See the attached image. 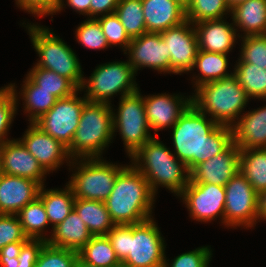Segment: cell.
I'll return each instance as SVG.
<instances>
[{
  "mask_svg": "<svg viewBox=\"0 0 266 267\" xmlns=\"http://www.w3.org/2000/svg\"><path fill=\"white\" fill-rule=\"evenodd\" d=\"M171 130L173 152L189 172L223 152L233 142L232 127L217 124L193 104L179 117Z\"/></svg>",
  "mask_w": 266,
  "mask_h": 267,
  "instance_id": "1",
  "label": "cell"
},
{
  "mask_svg": "<svg viewBox=\"0 0 266 267\" xmlns=\"http://www.w3.org/2000/svg\"><path fill=\"white\" fill-rule=\"evenodd\" d=\"M155 197L142 173L130 164L117 175L104 202L115 225H131L153 217Z\"/></svg>",
  "mask_w": 266,
  "mask_h": 267,
  "instance_id": "2",
  "label": "cell"
},
{
  "mask_svg": "<svg viewBox=\"0 0 266 267\" xmlns=\"http://www.w3.org/2000/svg\"><path fill=\"white\" fill-rule=\"evenodd\" d=\"M130 160L148 181L155 195L158 187H165L178 196L190 180L187 166L157 136L150 139Z\"/></svg>",
  "mask_w": 266,
  "mask_h": 267,
  "instance_id": "3",
  "label": "cell"
},
{
  "mask_svg": "<svg viewBox=\"0 0 266 267\" xmlns=\"http://www.w3.org/2000/svg\"><path fill=\"white\" fill-rule=\"evenodd\" d=\"M192 93V104L219 125L232 127L245 112L250 98L236 76L205 83Z\"/></svg>",
  "mask_w": 266,
  "mask_h": 267,
  "instance_id": "4",
  "label": "cell"
},
{
  "mask_svg": "<svg viewBox=\"0 0 266 267\" xmlns=\"http://www.w3.org/2000/svg\"><path fill=\"white\" fill-rule=\"evenodd\" d=\"M113 105L87 101L72 143L67 149L71 159L103 158L113 140Z\"/></svg>",
  "mask_w": 266,
  "mask_h": 267,
  "instance_id": "5",
  "label": "cell"
},
{
  "mask_svg": "<svg viewBox=\"0 0 266 267\" xmlns=\"http://www.w3.org/2000/svg\"><path fill=\"white\" fill-rule=\"evenodd\" d=\"M22 25L26 27L33 48L39 55V60L35 66L54 71L66 77L80 89L84 72L74 50L60 36H56L53 29L51 30L47 26L28 22L26 24L25 21Z\"/></svg>",
  "mask_w": 266,
  "mask_h": 267,
  "instance_id": "6",
  "label": "cell"
},
{
  "mask_svg": "<svg viewBox=\"0 0 266 267\" xmlns=\"http://www.w3.org/2000/svg\"><path fill=\"white\" fill-rule=\"evenodd\" d=\"M69 166V170L74 172L67 184L75 199L105 201L113 189L117 175L127 165L113 164L103 158H80L71 159Z\"/></svg>",
  "mask_w": 266,
  "mask_h": 267,
  "instance_id": "7",
  "label": "cell"
},
{
  "mask_svg": "<svg viewBox=\"0 0 266 267\" xmlns=\"http://www.w3.org/2000/svg\"><path fill=\"white\" fill-rule=\"evenodd\" d=\"M135 76L128 60L103 63L95 67L89 79L84 77L80 90H85L84 96L90 102L112 105L113 96L120 94L121 98L139 90Z\"/></svg>",
  "mask_w": 266,
  "mask_h": 267,
  "instance_id": "8",
  "label": "cell"
},
{
  "mask_svg": "<svg viewBox=\"0 0 266 267\" xmlns=\"http://www.w3.org/2000/svg\"><path fill=\"white\" fill-rule=\"evenodd\" d=\"M140 91L121 97L117 112H113V136L119 132L129 158L150 139L159 135L150 132Z\"/></svg>",
  "mask_w": 266,
  "mask_h": 267,
  "instance_id": "9",
  "label": "cell"
},
{
  "mask_svg": "<svg viewBox=\"0 0 266 267\" xmlns=\"http://www.w3.org/2000/svg\"><path fill=\"white\" fill-rule=\"evenodd\" d=\"M154 219L129 225V254L121 267H163L165 238Z\"/></svg>",
  "mask_w": 266,
  "mask_h": 267,
  "instance_id": "10",
  "label": "cell"
},
{
  "mask_svg": "<svg viewBox=\"0 0 266 267\" xmlns=\"http://www.w3.org/2000/svg\"><path fill=\"white\" fill-rule=\"evenodd\" d=\"M224 188V226L234 229L254 227L258 223V193L252 185L239 171Z\"/></svg>",
  "mask_w": 266,
  "mask_h": 267,
  "instance_id": "11",
  "label": "cell"
},
{
  "mask_svg": "<svg viewBox=\"0 0 266 267\" xmlns=\"http://www.w3.org/2000/svg\"><path fill=\"white\" fill-rule=\"evenodd\" d=\"M81 90L65 98L57 99L55 105L34 122L67 149L70 147L85 103V96H78ZM79 93V94H78Z\"/></svg>",
  "mask_w": 266,
  "mask_h": 267,
  "instance_id": "12",
  "label": "cell"
},
{
  "mask_svg": "<svg viewBox=\"0 0 266 267\" xmlns=\"http://www.w3.org/2000/svg\"><path fill=\"white\" fill-rule=\"evenodd\" d=\"M189 211L191 219L198 222H211L218 219L224 225V207L226 192L224 186L216 184L194 183L188 185L178 195ZM182 198V199H181Z\"/></svg>",
  "mask_w": 266,
  "mask_h": 267,
  "instance_id": "13",
  "label": "cell"
},
{
  "mask_svg": "<svg viewBox=\"0 0 266 267\" xmlns=\"http://www.w3.org/2000/svg\"><path fill=\"white\" fill-rule=\"evenodd\" d=\"M166 43L172 74L191 72L199 46L194 25L187 19L160 33Z\"/></svg>",
  "mask_w": 266,
  "mask_h": 267,
  "instance_id": "14",
  "label": "cell"
},
{
  "mask_svg": "<svg viewBox=\"0 0 266 267\" xmlns=\"http://www.w3.org/2000/svg\"><path fill=\"white\" fill-rule=\"evenodd\" d=\"M124 54L137 74L141 68H151L158 73H171L170 59L167 57L166 43L160 33L146 32L131 39Z\"/></svg>",
  "mask_w": 266,
  "mask_h": 267,
  "instance_id": "15",
  "label": "cell"
},
{
  "mask_svg": "<svg viewBox=\"0 0 266 267\" xmlns=\"http://www.w3.org/2000/svg\"><path fill=\"white\" fill-rule=\"evenodd\" d=\"M19 140L48 174L56 171L64 163L69 166L71 162L67 148L34 123H29Z\"/></svg>",
  "mask_w": 266,
  "mask_h": 267,
  "instance_id": "16",
  "label": "cell"
},
{
  "mask_svg": "<svg viewBox=\"0 0 266 267\" xmlns=\"http://www.w3.org/2000/svg\"><path fill=\"white\" fill-rule=\"evenodd\" d=\"M148 124L154 134L163 129L172 128L179 117L192 104V96L183 94H150L143 96Z\"/></svg>",
  "mask_w": 266,
  "mask_h": 267,
  "instance_id": "17",
  "label": "cell"
},
{
  "mask_svg": "<svg viewBox=\"0 0 266 267\" xmlns=\"http://www.w3.org/2000/svg\"><path fill=\"white\" fill-rule=\"evenodd\" d=\"M1 173L31 179L41 186L48 174L28 152L19 139H11L0 146Z\"/></svg>",
  "mask_w": 266,
  "mask_h": 267,
  "instance_id": "18",
  "label": "cell"
},
{
  "mask_svg": "<svg viewBox=\"0 0 266 267\" xmlns=\"http://www.w3.org/2000/svg\"><path fill=\"white\" fill-rule=\"evenodd\" d=\"M240 148L232 142L223 152L200 163L190 172L194 183L225 186L239 172Z\"/></svg>",
  "mask_w": 266,
  "mask_h": 267,
  "instance_id": "19",
  "label": "cell"
},
{
  "mask_svg": "<svg viewBox=\"0 0 266 267\" xmlns=\"http://www.w3.org/2000/svg\"><path fill=\"white\" fill-rule=\"evenodd\" d=\"M40 187L31 179L0 173V214L16 215L38 197Z\"/></svg>",
  "mask_w": 266,
  "mask_h": 267,
  "instance_id": "20",
  "label": "cell"
},
{
  "mask_svg": "<svg viewBox=\"0 0 266 267\" xmlns=\"http://www.w3.org/2000/svg\"><path fill=\"white\" fill-rule=\"evenodd\" d=\"M193 25L199 50L228 55L238 43L236 28L233 22H227L226 18L204 20Z\"/></svg>",
  "mask_w": 266,
  "mask_h": 267,
  "instance_id": "21",
  "label": "cell"
},
{
  "mask_svg": "<svg viewBox=\"0 0 266 267\" xmlns=\"http://www.w3.org/2000/svg\"><path fill=\"white\" fill-rule=\"evenodd\" d=\"M232 131L233 142L240 149L266 148V105L245 111Z\"/></svg>",
  "mask_w": 266,
  "mask_h": 267,
  "instance_id": "22",
  "label": "cell"
},
{
  "mask_svg": "<svg viewBox=\"0 0 266 267\" xmlns=\"http://www.w3.org/2000/svg\"><path fill=\"white\" fill-rule=\"evenodd\" d=\"M147 32L161 33L186 20L185 9L174 0H141Z\"/></svg>",
  "mask_w": 266,
  "mask_h": 267,
  "instance_id": "23",
  "label": "cell"
},
{
  "mask_svg": "<svg viewBox=\"0 0 266 267\" xmlns=\"http://www.w3.org/2000/svg\"><path fill=\"white\" fill-rule=\"evenodd\" d=\"M23 83L19 92L15 83H9L8 86L15 97L17 107L18 102L22 99L24 101L22 104L23 112L28 117L29 123H34L55 105L57 98L52 93L37 86L27 75Z\"/></svg>",
  "mask_w": 266,
  "mask_h": 267,
  "instance_id": "24",
  "label": "cell"
},
{
  "mask_svg": "<svg viewBox=\"0 0 266 267\" xmlns=\"http://www.w3.org/2000/svg\"><path fill=\"white\" fill-rule=\"evenodd\" d=\"M229 16L238 36L266 34V0H246L234 6ZM240 29V30H239ZM240 31L243 32V35Z\"/></svg>",
  "mask_w": 266,
  "mask_h": 267,
  "instance_id": "25",
  "label": "cell"
},
{
  "mask_svg": "<svg viewBox=\"0 0 266 267\" xmlns=\"http://www.w3.org/2000/svg\"><path fill=\"white\" fill-rule=\"evenodd\" d=\"M93 237L81 217L72 212L53 228L47 243L54 247L80 251Z\"/></svg>",
  "mask_w": 266,
  "mask_h": 267,
  "instance_id": "26",
  "label": "cell"
},
{
  "mask_svg": "<svg viewBox=\"0 0 266 267\" xmlns=\"http://www.w3.org/2000/svg\"><path fill=\"white\" fill-rule=\"evenodd\" d=\"M228 56L227 54L199 50L191 70L194 71L197 68L200 72L198 75H192L193 87L195 86L196 89L205 83L231 76L233 72L227 71L230 62Z\"/></svg>",
  "mask_w": 266,
  "mask_h": 267,
  "instance_id": "27",
  "label": "cell"
},
{
  "mask_svg": "<svg viewBox=\"0 0 266 267\" xmlns=\"http://www.w3.org/2000/svg\"><path fill=\"white\" fill-rule=\"evenodd\" d=\"M40 187L38 197L42 200L52 230L60 224L74 209L75 197L71 187L46 189Z\"/></svg>",
  "mask_w": 266,
  "mask_h": 267,
  "instance_id": "28",
  "label": "cell"
},
{
  "mask_svg": "<svg viewBox=\"0 0 266 267\" xmlns=\"http://www.w3.org/2000/svg\"><path fill=\"white\" fill-rule=\"evenodd\" d=\"M74 210L93 236H106L115 226L104 201L75 199Z\"/></svg>",
  "mask_w": 266,
  "mask_h": 267,
  "instance_id": "29",
  "label": "cell"
},
{
  "mask_svg": "<svg viewBox=\"0 0 266 267\" xmlns=\"http://www.w3.org/2000/svg\"><path fill=\"white\" fill-rule=\"evenodd\" d=\"M239 171L259 194L266 190V148L240 149Z\"/></svg>",
  "mask_w": 266,
  "mask_h": 267,
  "instance_id": "30",
  "label": "cell"
},
{
  "mask_svg": "<svg viewBox=\"0 0 266 267\" xmlns=\"http://www.w3.org/2000/svg\"><path fill=\"white\" fill-rule=\"evenodd\" d=\"M16 215L25 235L29 239H42L45 241L49 239L45 233L48 232L46 229L48 225L50 226V223L43 202L39 197L28 203Z\"/></svg>",
  "mask_w": 266,
  "mask_h": 267,
  "instance_id": "31",
  "label": "cell"
},
{
  "mask_svg": "<svg viewBox=\"0 0 266 267\" xmlns=\"http://www.w3.org/2000/svg\"><path fill=\"white\" fill-rule=\"evenodd\" d=\"M233 69V74L250 99L266 100V69L237 61Z\"/></svg>",
  "mask_w": 266,
  "mask_h": 267,
  "instance_id": "32",
  "label": "cell"
},
{
  "mask_svg": "<svg viewBox=\"0 0 266 267\" xmlns=\"http://www.w3.org/2000/svg\"><path fill=\"white\" fill-rule=\"evenodd\" d=\"M26 75L37 86L52 93L57 99L71 96L79 90V88L66 77L35 65Z\"/></svg>",
  "mask_w": 266,
  "mask_h": 267,
  "instance_id": "33",
  "label": "cell"
},
{
  "mask_svg": "<svg viewBox=\"0 0 266 267\" xmlns=\"http://www.w3.org/2000/svg\"><path fill=\"white\" fill-rule=\"evenodd\" d=\"M78 256L85 262L97 267H121L116 253L107 236H93L78 251Z\"/></svg>",
  "mask_w": 266,
  "mask_h": 267,
  "instance_id": "34",
  "label": "cell"
},
{
  "mask_svg": "<svg viewBox=\"0 0 266 267\" xmlns=\"http://www.w3.org/2000/svg\"><path fill=\"white\" fill-rule=\"evenodd\" d=\"M115 14L119 17L130 39L147 32L141 0H119Z\"/></svg>",
  "mask_w": 266,
  "mask_h": 267,
  "instance_id": "35",
  "label": "cell"
},
{
  "mask_svg": "<svg viewBox=\"0 0 266 267\" xmlns=\"http://www.w3.org/2000/svg\"><path fill=\"white\" fill-rule=\"evenodd\" d=\"M231 13L226 0H192L185 10L186 19L192 24L204 20L225 18Z\"/></svg>",
  "mask_w": 266,
  "mask_h": 267,
  "instance_id": "36",
  "label": "cell"
},
{
  "mask_svg": "<svg viewBox=\"0 0 266 267\" xmlns=\"http://www.w3.org/2000/svg\"><path fill=\"white\" fill-rule=\"evenodd\" d=\"M78 44L88 49L104 50L109 47L101 25L96 18H87L75 29Z\"/></svg>",
  "mask_w": 266,
  "mask_h": 267,
  "instance_id": "37",
  "label": "cell"
},
{
  "mask_svg": "<svg viewBox=\"0 0 266 267\" xmlns=\"http://www.w3.org/2000/svg\"><path fill=\"white\" fill-rule=\"evenodd\" d=\"M238 62L255 64L266 69V34L240 37Z\"/></svg>",
  "mask_w": 266,
  "mask_h": 267,
  "instance_id": "38",
  "label": "cell"
},
{
  "mask_svg": "<svg viewBox=\"0 0 266 267\" xmlns=\"http://www.w3.org/2000/svg\"><path fill=\"white\" fill-rule=\"evenodd\" d=\"M78 252L70 249L54 247L46 243L35 267H74Z\"/></svg>",
  "mask_w": 266,
  "mask_h": 267,
  "instance_id": "39",
  "label": "cell"
},
{
  "mask_svg": "<svg viewBox=\"0 0 266 267\" xmlns=\"http://www.w3.org/2000/svg\"><path fill=\"white\" fill-rule=\"evenodd\" d=\"M102 28V31L107 39L109 47L119 46L125 52L130 45L131 39L126 34L123 24L119 17L115 14H107L96 18Z\"/></svg>",
  "mask_w": 266,
  "mask_h": 267,
  "instance_id": "40",
  "label": "cell"
},
{
  "mask_svg": "<svg viewBox=\"0 0 266 267\" xmlns=\"http://www.w3.org/2000/svg\"><path fill=\"white\" fill-rule=\"evenodd\" d=\"M17 102L8 85L0 88V146L8 138V132L17 114Z\"/></svg>",
  "mask_w": 266,
  "mask_h": 267,
  "instance_id": "41",
  "label": "cell"
},
{
  "mask_svg": "<svg viewBox=\"0 0 266 267\" xmlns=\"http://www.w3.org/2000/svg\"><path fill=\"white\" fill-rule=\"evenodd\" d=\"M210 246H201L179 254L169 262L165 254L163 267H210L212 253Z\"/></svg>",
  "mask_w": 266,
  "mask_h": 267,
  "instance_id": "42",
  "label": "cell"
},
{
  "mask_svg": "<svg viewBox=\"0 0 266 267\" xmlns=\"http://www.w3.org/2000/svg\"><path fill=\"white\" fill-rule=\"evenodd\" d=\"M28 240L17 215L0 214V249L9 243Z\"/></svg>",
  "mask_w": 266,
  "mask_h": 267,
  "instance_id": "43",
  "label": "cell"
},
{
  "mask_svg": "<svg viewBox=\"0 0 266 267\" xmlns=\"http://www.w3.org/2000/svg\"><path fill=\"white\" fill-rule=\"evenodd\" d=\"M17 7L34 15V17H46L56 14L60 0H15Z\"/></svg>",
  "mask_w": 266,
  "mask_h": 267,
  "instance_id": "44",
  "label": "cell"
},
{
  "mask_svg": "<svg viewBox=\"0 0 266 267\" xmlns=\"http://www.w3.org/2000/svg\"><path fill=\"white\" fill-rule=\"evenodd\" d=\"M106 236L120 262H122L129 254V225H115Z\"/></svg>",
  "mask_w": 266,
  "mask_h": 267,
  "instance_id": "45",
  "label": "cell"
},
{
  "mask_svg": "<svg viewBox=\"0 0 266 267\" xmlns=\"http://www.w3.org/2000/svg\"><path fill=\"white\" fill-rule=\"evenodd\" d=\"M47 241L42 239H29L21 248L17 257L19 264L17 267H35L38 256Z\"/></svg>",
  "mask_w": 266,
  "mask_h": 267,
  "instance_id": "46",
  "label": "cell"
},
{
  "mask_svg": "<svg viewBox=\"0 0 266 267\" xmlns=\"http://www.w3.org/2000/svg\"><path fill=\"white\" fill-rule=\"evenodd\" d=\"M119 0H91L90 18L115 13Z\"/></svg>",
  "mask_w": 266,
  "mask_h": 267,
  "instance_id": "47",
  "label": "cell"
},
{
  "mask_svg": "<svg viewBox=\"0 0 266 267\" xmlns=\"http://www.w3.org/2000/svg\"><path fill=\"white\" fill-rule=\"evenodd\" d=\"M66 4H65V3ZM90 4L91 0H60V4L56 13L61 12L63 8L68 7L72 8L75 12H78L79 15H87V18H90Z\"/></svg>",
  "mask_w": 266,
  "mask_h": 267,
  "instance_id": "48",
  "label": "cell"
},
{
  "mask_svg": "<svg viewBox=\"0 0 266 267\" xmlns=\"http://www.w3.org/2000/svg\"><path fill=\"white\" fill-rule=\"evenodd\" d=\"M27 241H17L9 243L0 249V259L17 258L20 254L22 246Z\"/></svg>",
  "mask_w": 266,
  "mask_h": 267,
  "instance_id": "49",
  "label": "cell"
},
{
  "mask_svg": "<svg viewBox=\"0 0 266 267\" xmlns=\"http://www.w3.org/2000/svg\"><path fill=\"white\" fill-rule=\"evenodd\" d=\"M266 221V190L258 194V222Z\"/></svg>",
  "mask_w": 266,
  "mask_h": 267,
  "instance_id": "50",
  "label": "cell"
},
{
  "mask_svg": "<svg viewBox=\"0 0 266 267\" xmlns=\"http://www.w3.org/2000/svg\"><path fill=\"white\" fill-rule=\"evenodd\" d=\"M18 264V258L0 259V267H17Z\"/></svg>",
  "mask_w": 266,
  "mask_h": 267,
  "instance_id": "51",
  "label": "cell"
},
{
  "mask_svg": "<svg viewBox=\"0 0 266 267\" xmlns=\"http://www.w3.org/2000/svg\"><path fill=\"white\" fill-rule=\"evenodd\" d=\"M74 267H97V266L92 265V264H89V263L83 261V260L78 256V258H77V260H76V262H75Z\"/></svg>",
  "mask_w": 266,
  "mask_h": 267,
  "instance_id": "52",
  "label": "cell"
},
{
  "mask_svg": "<svg viewBox=\"0 0 266 267\" xmlns=\"http://www.w3.org/2000/svg\"><path fill=\"white\" fill-rule=\"evenodd\" d=\"M185 10L188 8L192 0H174Z\"/></svg>",
  "mask_w": 266,
  "mask_h": 267,
  "instance_id": "53",
  "label": "cell"
},
{
  "mask_svg": "<svg viewBox=\"0 0 266 267\" xmlns=\"http://www.w3.org/2000/svg\"><path fill=\"white\" fill-rule=\"evenodd\" d=\"M246 0H226L227 4L229 5L230 9H232L237 4L244 2Z\"/></svg>",
  "mask_w": 266,
  "mask_h": 267,
  "instance_id": "54",
  "label": "cell"
}]
</instances>
